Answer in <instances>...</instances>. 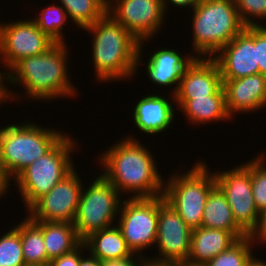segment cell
I'll use <instances>...</instances> for the list:
<instances>
[{"mask_svg": "<svg viewBox=\"0 0 266 266\" xmlns=\"http://www.w3.org/2000/svg\"><path fill=\"white\" fill-rule=\"evenodd\" d=\"M68 44L55 43L46 52L26 57L17 62L9 72L3 76V94L5 102H19L25 100L50 102L56 99L73 98L77 91L69 75ZM68 56V57H67ZM6 81V82H5ZM5 84L19 86L24 89L23 94L9 90ZM8 87V88H7ZM13 92V93H12ZM21 95V96H20ZM19 97V98H18ZM22 97V98H21ZM18 98V99H17Z\"/></svg>", "mask_w": 266, "mask_h": 266, "instance_id": "1", "label": "cell"}, {"mask_svg": "<svg viewBox=\"0 0 266 266\" xmlns=\"http://www.w3.org/2000/svg\"><path fill=\"white\" fill-rule=\"evenodd\" d=\"M133 136L136 135L123 137L98 155L96 162L100 163L101 174L122 196L129 194L125 198L161 196L165 180L159 174L158 162L151 149Z\"/></svg>", "mask_w": 266, "mask_h": 266, "instance_id": "2", "label": "cell"}, {"mask_svg": "<svg viewBox=\"0 0 266 266\" xmlns=\"http://www.w3.org/2000/svg\"><path fill=\"white\" fill-rule=\"evenodd\" d=\"M83 30L93 37L91 57L97 81L112 83L136 76L140 41L121 23L106 13Z\"/></svg>", "mask_w": 266, "mask_h": 266, "instance_id": "3", "label": "cell"}, {"mask_svg": "<svg viewBox=\"0 0 266 266\" xmlns=\"http://www.w3.org/2000/svg\"><path fill=\"white\" fill-rule=\"evenodd\" d=\"M192 11V54L212 58L244 28L235 0H198Z\"/></svg>", "mask_w": 266, "mask_h": 266, "instance_id": "4", "label": "cell"}, {"mask_svg": "<svg viewBox=\"0 0 266 266\" xmlns=\"http://www.w3.org/2000/svg\"><path fill=\"white\" fill-rule=\"evenodd\" d=\"M67 133L33 121L0 128V169L12 180L48 153Z\"/></svg>", "mask_w": 266, "mask_h": 266, "instance_id": "5", "label": "cell"}, {"mask_svg": "<svg viewBox=\"0 0 266 266\" xmlns=\"http://www.w3.org/2000/svg\"><path fill=\"white\" fill-rule=\"evenodd\" d=\"M76 140V141H75ZM67 133L48 153L23 169L14 179L25 209L47 194L74 168L72 153L78 141Z\"/></svg>", "mask_w": 266, "mask_h": 266, "instance_id": "6", "label": "cell"}, {"mask_svg": "<svg viewBox=\"0 0 266 266\" xmlns=\"http://www.w3.org/2000/svg\"><path fill=\"white\" fill-rule=\"evenodd\" d=\"M190 167L189 171L172 172L165 180L163 197L193 230L201 227L208 195L216 183L214 172L204 161L199 159Z\"/></svg>", "mask_w": 266, "mask_h": 266, "instance_id": "7", "label": "cell"}, {"mask_svg": "<svg viewBox=\"0 0 266 266\" xmlns=\"http://www.w3.org/2000/svg\"><path fill=\"white\" fill-rule=\"evenodd\" d=\"M85 185L84 183L73 221L82 241L93 232L116 225L115 220L124 199L101 173L87 187Z\"/></svg>", "mask_w": 266, "mask_h": 266, "instance_id": "8", "label": "cell"}, {"mask_svg": "<svg viewBox=\"0 0 266 266\" xmlns=\"http://www.w3.org/2000/svg\"><path fill=\"white\" fill-rule=\"evenodd\" d=\"M240 164L229 170L214 171L215 183L226 197L236 223L253 236L260 227L262 215L252 195L250 160Z\"/></svg>", "mask_w": 266, "mask_h": 266, "instance_id": "9", "label": "cell"}, {"mask_svg": "<svg viewBox=\"0 0 266 266\" xmlns=\"http://www.w3.org/2000/svg\"><path fill=\"white\" fill-rule=\"evenodd\" d=\"M118 217L116 226L128 247L134 254L147 257L146 250L155 246L157 238L158 197L124 198Z\"/></svg>", "mask_w": 266, "mask_h": 266, "instance_id": "10", "label": "cell"}, {"mask_svg": "<svg viewBox=\"0 0 266 266\" xmlns=\"http://www.w3.org/2000/svg\"><path fill=\"white\" fill-rule=\"evenodd\" d=\"M55 43L37 27L32 17L0 22V64H3L0 68H6L7 73L21 59L42 54ZM0 73L5 75L4 71Z\"/></svg>", "mask_w": 266, "mask_h": 266, "instance_id": "11", "label": "cell"}, {"mask_svg": "<svg viewBox=\"0 0 266 266\" xmlns=\"http://www.w3.org/2000/svg\"><path fill=\"white\" fill-rule=\"evenodd\" d=\"M107 13L139 40L142 47L158 31L162 32L167 18L162 0H108Z\"/></svg>", "mask_w": 266, "mask_h": 266, "instance_id": "12", "label": "cell"}, {"mask_svg": "<svg viewBox=\"0 0 266 266\" xmlns=\"http://www.w3.org/2000/svg\"><path fill=\"white\" fill-rule=\"evenodd\" d=\"M76 169L27 209L31 220L73 223L84 184Z\"/></svg>", "mask_w": 266, "mask_h": 266, "instance_id": "13", "label": "cell"}, {"mask_svg": "<svg viewBox=\"0 0 266 266\" xmlns=\"http://www.w3.org/2000/svg\"><path fill=\"white\" fill-rule=\"evenodd\" d=\"M192 229L181 219L163 195L158 196L156 246L159 255L149 259L167 263H186L190 253ZM155 257V258H154Z\"/></svg>", "mask_w": 266, "mask_h": 266, "instance_id": "14", "label": "cell"}, {"mask_svg": "<svg viewBox=\"0 0 266 266\" xmlns=\"http://www.w3.org/2000/svg\"><path fill=\"white\" fill-rule=\"evenodd\" d=\"M222 80H234L259 73L255 48V26L245 28L213 57Z\"/></svg>", "mask_w": 266, "mask_h": 266, "instance_id": "15", "label": "cell"}, {"mask_svg": "<svg viewBox=\"0 0 266 266\" xmlns=\"http://www.w3.org/2000/svg\"><path fill=\"white\" fill-rule=\"evenodd\" d=\"M142 46H139L138 57H137V70L140 65H145L146 75L149 77L150 82L157 86H163L174 88L171 89V95H175L180 84V80L183 77V73L186 68L195 60L194 54L188 53L184 56L178 50L174 48H160L153 52L149 59L145 60V64H141L143 58ZM178 51V52H177Z\"/></svg>", "mask_w": 266, "mask_h": 266, "instance_id": "16", "label": "cell"}, {"mask_svg": "<svg viewBox=\"0 0 266 266\" xmlns=\"http://www.w3.org/2000/svg\"><path fill=\"white\" fill-rule=\"evenodd\" d=\"M229 115L254 113L266 107V75L253 74L234 80H222Z\"/></svg>", "mask_w": 266, "mask_h": 266, "instance_id": "17", "label": "cell"}, {"mask_svg": "<svg viewBox=\"0 0 266 266\" xmlns=\"http://www.w3.org/2000/svg\"><path fill=\"white\" fill-rule=\"evenodd\" d=\"M159 93V94H158ZM155 95H144L137 101L133 109L134 125L143 134L157 135L167 131L175 121V97L162 96L159 91ZM171 99V100H170ZM171 101V102H170Z\"/></svg>", "mask_w": 266, "mask_h": 266, "instance_id": "18", "label": "cell"}, {"mask_svg": "<svg viewBox=\"0 0 266 266\" xmlns=\"http://www.w3.org/2000/svg\"><path fill=\"white\" fill-rule=\"evenodd\" d=\"M223 88L218 64L213 58L196 57L180 80L175 99H194L217 94Z\"/></svg>", "mask_w": 266, "mask_h": 266, "instance_id": "19", "label": "cell"}, {"mask_svg": "<svg viewBox=\"0 0 266 266\" xmlns=\"http://www.w3.org/2000/svg\"><path fill=\"white\" fill-rule=\"evenodd\" d=\"M176 108L182 111L183 116L190 124H210L211 122L230 121L226 107L224 89L217 94L194 99H175ZM221 120V121H220Z\"/></svg>", "mask_w": 266, "mask_h": 266, "instance_id": "20", "label": "cell"}, {"mask_svg": "<svg viewBox=\"0 0 266 266\" xmlns=\"http://www.w3.org/2000/svg\"><path fill=\"white\" fill-rule=\"evenodd\" d=\"M237 239L228 231L199 227L191 233L190 253L187 263L204 265L227 250Z\"/></svg>", "mask_w": 266, "mask_h": 266, "instance_id": "21", "label": "cell"}, {"mask_svg": "<svg viewBox=\"0 0 266 266\" xmlns=\"http://www.w3.org/2000/svg\"><path fill=\"white\" fill-rule=\"evenodd\" d=\"M201 227L228 231L237 240L248 236L236 223L226 197L217 186L208 195L203 211Z\"/></svg>", "mask_w": 266, "mask_h": 266, "instance_id": "22", "label": "cell"}, {"mask_svg": "<svg viewBox=\"0 0 266 266\" xmlns=\"http://www.w3.org/2000/svg\"><path fill=\"white\" fill-rule=\"evenodd\" d=\"M83 243L87 251L101 262L136 256L116 225L93 232L83 240Z\"/></svg>", "mask_w": 266, "mask_h": 266, "instance_id": "23", "label": "cell"}, {"mask_svg": "<svg viewBox=\"0 0 266 266\" xmlns=\"http://www.w3.org/2000/svg\"><path fill=\"white\" fill-rule=\"evenodd\" d=\"M42 230V236L49 260L67 254L83 241L77 235L73 223L34 221Z\"/></svg>", "mask_w": 266, "mask_h": 266, "instance_id": "24", "label": "cell"}, {"mask_svg": "<svg viewBox=\"0 0 266 266\" xmlns=\"http://www.w3.org/2000/svg\"><path fill=\"white\" fill-rule=\"evenodd\" d=\"M20 239L25 264L49 265L42 230L28 216L20 222Z\"/></svg>", "mask_w": 266, "mask_h": 266, "instance_id": "25", "label": "cell"}, {"mask_svg": "<svg viewBox=\"0 0 266 266\" xmlns=\"http://www.w3.org/2000/svg\"><path fill=\"white\" fill-rule=\"evenodd\" d=\"M68 19L78 28L85 29L101 19L108 8V0H58Z\"/></svg>", "mask_w": 266, "mask_h": 266, "instance_id": "26", "label": "cell"}, {"mask_svg": "<svg viewBox=\"0 0 266 266\" xmlns=\"http://www.w3.org/2000/svg\"><path fill=\"white\" fill-rule=\"evenodd\" d=\"M254 244L256 245L252 235L238 239L227 250L203 266H249L257 257L253 253Z\"/></svg>", "mask_w": 266, "mask_h": 266, "instance_id": "27", "label": "cell"}, {"mask_svg": "<svg viewBox=\"0 0 266 266\" xmlns=\"http://www.w3.org/2000/svg\"><path fill=\"white\" fill-rule=\"evenodd\" d=\"M53 3L50 5H45L41 8L42 10L37 13L36 17H32L37 27L47 34L56 43H65V35H63V30L65 29L68 17L65 9L58 3ZM60 5V6H59Z\"/></svg>", "mask_w": 266, "mask_h": 266, "instance_id": "28", "label": "cell"}, {"mask_svg": "<svg viewBox=\"0 0 266 266\" xmlns=\"http://www.w3.org/2000/svg\"><path fill=\"white\" fill-rule=\"evenodd\" d=\"M12 227L0 236V266L25 265L20 239V223Z\"/></svg>", "mask_w": 266, "mask_h": 266, "instance_id": "29", "label": "cell"}, {"mask_svg": "<svg viewBox=\"0 0 266 266\" xmlns=\"http://www.w3.org/2000/svg\"><path fill=\"white\" fill-rule=\"evenodd\" d=\"M263 154L264 152L250 160L252 195L261 215L266 212V156Z\"/></svg>", "mask_w": 266, "mask_h": 266, "instance_id": "30", "label": "cell"}, {"mask_svg": "<svg viewBox=\"0 0 266 266\" xmlns=\"http://www.w3.org/2000/svg\"><path fill=\"white\" fill-rule=\"evenodd\" d=\"M235 3L245 26H266L262 23L266 20V0H235Z\"/></svg>", "mask_w": 266, "mask_h": 266, "instance_id": "31", "label": "cell"}, {"mask_svg": "<svg viewBox=\"0 0 266 266\" xmlns=\"http://www.w3.org/2000/svg\"><path fill=\"white\" fill-rule=\"evenodd\" d=\"M255 48L259 73L266 75V26H255Z\"/></svg>", "mask_w": 266, "mask_h": 266, "instance_id": "32", "label": "cell"}, {"mask_svg": "<svg viewBox=\"0 0 266 266\" xmlns=\"http://www.w3.org/2000/svg\"><path fill=\"white\" fill-rule=\"evenodd\" d=\"M84 250L87 252L86 246L82 242L73 251L50 260L49 266H79L80 258L85 254Z\"/></svg>", "mask_w": 266, "mask_h": 266, "instance_id": "33", "label": "cell"}, {"mask_svg": "<svg viewBox=\"0 0 266 266\" xmlns=\"http://www.w3.org/2000/svg\"><path fill=\"white\" fill-rule=\"evenodd\" d=\"M148 257L141 255L112 259L101 262V266H143Z\"/></svg>", "mask_w": 266, "mask_h": 266, "instance_id": "34", "label": "cell"}, {"mask_svg": "<svg viewBox=\"0 0 266 266\" xmlns=\"http://www.w3.org/2000/svg\"><path fill=\"white\" fill-rule=\"evenodd\" d=\"M197 2L198 0H162V5H163L164 12L167 14V11H170L168 9L169 6L174 5L175 8L178 7V8H184V9L189 7V10L190 9L192 10Z\"/></svg>", "mask_w": 266, "mask_h": 266, "instance_id": "35", "label": "cell"}, {"mask_svg": "<svg viewBox=\"0 0 266 266\" xmlns=\"http://www.w3.org/2000/svg\"><path fill=\"white\" fill-rule=\"evenodd\" d=\"M254 241L257 244L266 246V212L262 215L259 229L253 235Z\"/></svg>", "mask_w": 266, "mask_h": 266, "instance_id": "36", "label": "cell"}, {"mask_svg": "<svg viewBox=\"0 0 266 266\" xmlns=\"http://www.w3.org/2000/svg\"><path fill=\"white\" fill-rule=\"evenodd\" d=\"M11 181L13 180L0 169V198L2 199L10 190Z\"/></svg>", "mask_w": 266, "mask_h": 266, "instance_id": "37", "label": "cell"}, {"mask_svg": "<svg viewBox=\"0 0 266 266\" xmlns=\"http://www.w3.org/2000/svg\"><path fill=\"white\" fill-rule=\"evenodd\" d=\"M86 256V257H84ZM80 258L79 266H101V261L92 256L89 252Z\"/></svg>", "mask_w": 266, "mask_h": 266, "instance_id": "38", "label": "cell"}, {"mask_svg": "<svg viewBox=\"0 0 266 266\" xmlns=\"http://www.w3.org/2000/svg\"><path fill=\"white\" fill-rule=\"evenodd\" d=\"M143 266H177L176 263L159 262L151 259H147Z\"/></svg>", "mask_w": 266, "mask_h": 266, "instance_id": "39", "label": "cell"}, {"mask_svg": "<svg viewBox=\"0 0 266 266\" xmlns=\"http://www.w3.org/2000/svg\"><path fill=\"white\" fill-rule=\"evenodd\" d=\"M5 103V98L3 94V76L0 73V105Z\"/></svg>", "mask_w": 266, "mask_h": 266, "instance_id": "40", "label": "cell"}, {"mask_svg": "<svg viewBox=\"0 0 266 266\" xmlns=\"http://www.w3.org/2000/svg\"><path fill=\"white\" fill-rule=\"evenodd\" d=\"M249 266H266V262L263 259L261 260L259 257L258 259L255 258V260Z\"/></svg>", "mask_w": 266, "mask_h": 266, "instance_id": "41", "label": "cell"}, {"mask_svg": "<svg viewBox=\"0 0 266 266\" xmlns=\"http://www.w3.org/2000/svg\"><path fill=\"white\" fill-rule=\"evenodd\" d=\"M177 266H203V265H193L186 262V263L177 264Z\"/></svg>", "mask_w": 266, "mask_h": 266, "instance_id": "42", "label": "cell"}, {"mask_svg": "<svg viewBox=\"0 0 266 266\" xmlns=\"http://www.w3.org/2000/svg\"><path fill=\"white\" fill-rule=\"evenodd\" d=\"M23 266H49V265H41V264H25Z\"/></svg>", "mask_w": 266, "mask_h": 266, "instance_id": "43", "label": "cell"}]
</instances>
